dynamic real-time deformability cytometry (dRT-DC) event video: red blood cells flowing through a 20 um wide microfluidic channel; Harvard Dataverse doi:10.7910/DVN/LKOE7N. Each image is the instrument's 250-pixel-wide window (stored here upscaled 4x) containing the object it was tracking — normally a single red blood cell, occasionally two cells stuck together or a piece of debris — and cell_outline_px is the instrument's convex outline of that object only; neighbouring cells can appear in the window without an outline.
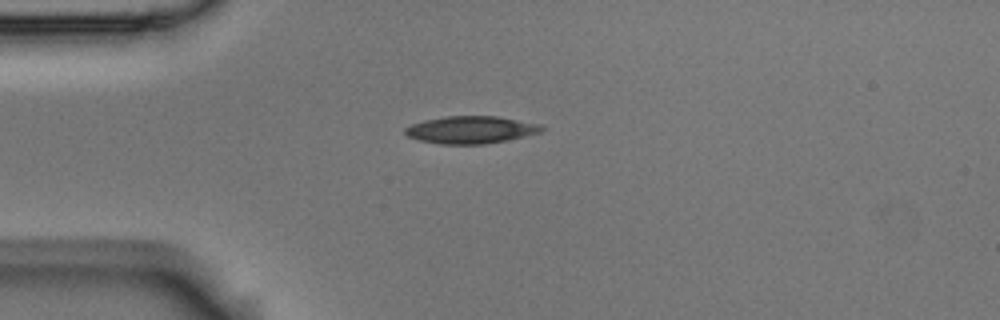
{"species": "Egyptian fruit bat (a non-hibernating species)", "species_latin": "Rousettus aegyptiacus", "temperature_condition": "room temperature", "stored_images_in_passage": 1, "camera_frame_rate_fps": 3000, "um_per_image_px": 0.085, "animal": {"sex": "male"}, "frame": {"image": 1, "passage_image": 1, "time_ms": 0.0, "image_size_px": [1000, 320], "cell_outline_px": [[544, 128], [540, 132], [508, 140], [484, 144], [440, 144], [420, 140], [408, 136], [404, 132], [404, 128], [412, 124], [424, 120], [444, 116], [496, 116], [540, 124]], "centroid_in_image_um": [40.0, 11.03], "position_along_channel_um": 45.0, "area_um2": 21.68}}